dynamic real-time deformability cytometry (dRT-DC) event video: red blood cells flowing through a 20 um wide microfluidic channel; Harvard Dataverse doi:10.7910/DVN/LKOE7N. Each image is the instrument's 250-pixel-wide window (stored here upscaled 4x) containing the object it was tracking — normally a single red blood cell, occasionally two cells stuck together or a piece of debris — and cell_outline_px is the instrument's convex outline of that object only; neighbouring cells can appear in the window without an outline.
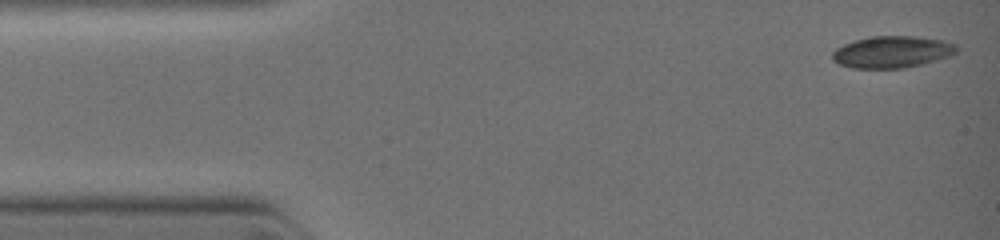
{"species": "common noctule bat (a hibernating species)", "species_latin": "Nyctalus noctula", "temperature_condition": "warm", "stored_images_in_passage": 5, "camera_frame_rate_fps": 3000, "um_per_image_px": 0.085, "animal": {"sex": "female", "body_mass_g": 19.0, "forearm_length_mm": 51.5}, "frame": {"image": 1, "passage_image": 1, "time_ms": 0.0, "image_size_px": [1000, 240], "cell_outline_px": [[956, 52], [948, 56], [920, 64], [904, 68], [852, 68], [836, 64], [832, 60], [832, 52], [836, 48], [844, 44], [856, 40], [872, 36], [912, 36], [944, 40], [956, 44]], "centroid_in_image_um": [75.77, 4.41], "position_along_channel_um": 9.2, "area_um2": 22.89}}